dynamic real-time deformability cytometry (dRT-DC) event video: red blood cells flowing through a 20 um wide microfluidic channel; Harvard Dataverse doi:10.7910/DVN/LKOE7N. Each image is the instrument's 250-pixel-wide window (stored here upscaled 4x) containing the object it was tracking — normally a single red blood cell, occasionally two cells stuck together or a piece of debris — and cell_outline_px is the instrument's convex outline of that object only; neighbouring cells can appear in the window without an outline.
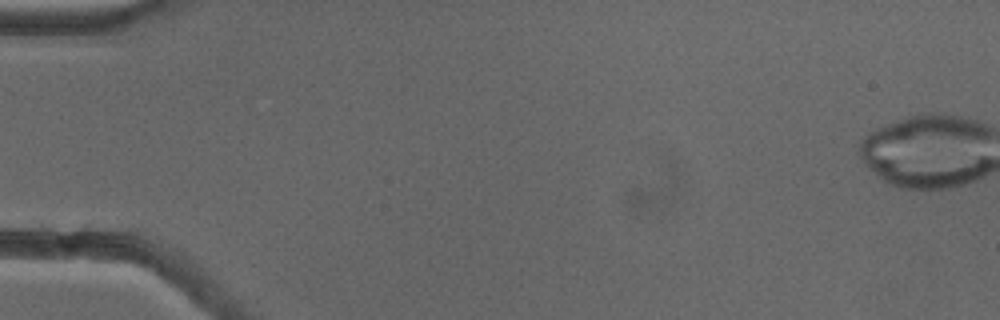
{"species": "common noctule bat (a hibernating species)", "species_latin": "Nyctalus noctula", "temperature_condition": "cold", "stored_images_in_passage": 13, "camera_frame_rate_fps": 3000, "um_per_image_px": 0.085, "animal": {"sex": "female"}, "frame": {"image": 1, "passage_image": 1, "time_ms": 0.0, "image_size_px": [1000, 320], "cell_outline_px": [[984, 132], [868, 144], [868, 140], [872, 136], [900, 124], [912, 120], [952, 120], [968, 124], [980, 128]], "centroid_in_image_um": [78.5, 11.11], "position_along_channel_um": 6.5, "area_um2": 11.33}}